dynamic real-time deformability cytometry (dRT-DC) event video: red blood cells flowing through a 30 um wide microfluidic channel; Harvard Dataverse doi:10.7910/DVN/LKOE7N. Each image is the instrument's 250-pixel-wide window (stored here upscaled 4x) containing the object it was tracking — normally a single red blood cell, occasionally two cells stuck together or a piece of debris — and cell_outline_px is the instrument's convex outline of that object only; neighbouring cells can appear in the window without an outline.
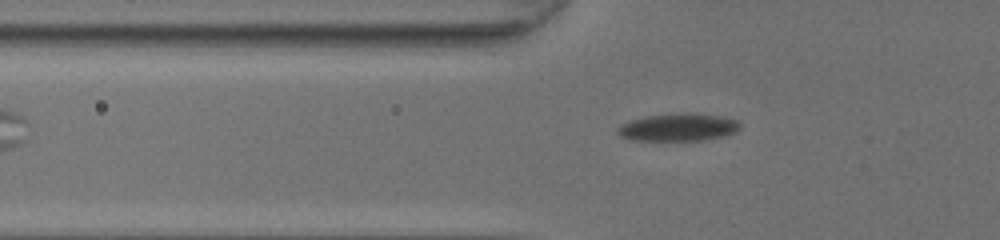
{"species": "common noctule bat (a hibernating species)", "species_latin": "Nyctalus noctula", "temperature_condition": "room temperature", "stored_images_in_passage": 37, "camera_frame_rate_fps": 3000, "um_per_image_px": 0.085, "animal": {"sex": "female", "body_mass_g": 20.0, "forearm_length_mm": 54.0}, "frame": {"image": 1, "passage_image": 6, "time_ms": 1.667, "image_size_px": [1000, 240], "cell_outline_px": [[740, 124], [732, 132], [720, 136], [700, 140], [636, 140], [620, 136], [616, 132], [620, 124], [632, 120], [648, 116], [716, 116], [736, 120]], "centroid_in_image_um": [57.53, 10.87], "position_along_channel_um": 68.3, "area_um2": 18.03}}
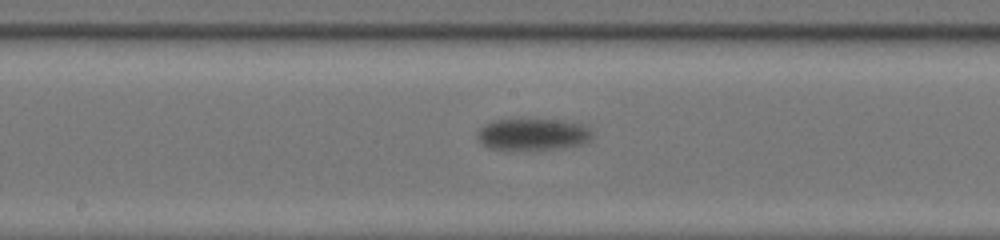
{"frame": {"image": 2, "passage_image": 17, "time_ms": 5.333, "image_size_px": [1000, 240], "cell_outline_px": [[588, 140], [580, 144], [560, 148], [532, 152], [504, 152], [488, 148], [480, 140], [480, 128], [496, 120], [556, 120], [580, 124], [588, 128]], "centroid_in_image_um": [45.22, 11.49], "position_along_channel_um": 203.0, "area_um2": 21.27}}
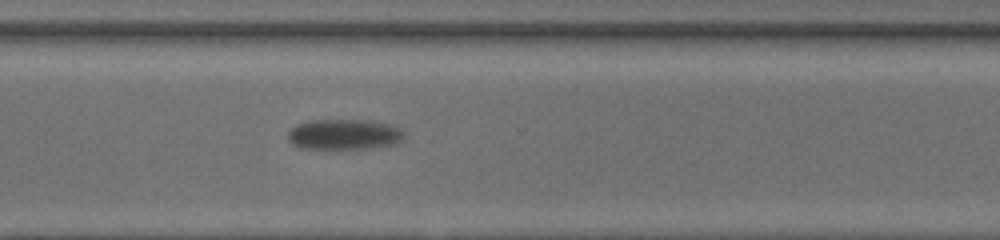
{"frame": {"image": 3, "passage_image": 28, "time_ms": 9.0, "image_size_px": [1000, 240], "cell_outline_px": [[404, 132], [400, 140], [392, 144], [364, 148], [300, 148], [292, 144], [288, 140], [288, 132], [296, 124], [308, 120], [360, 120], [384, 124], [396, 128]], "centroid_in_image_um": [29.12, 11.42], "position_along_channel_um": 341.5, "area_um2": 20.0}}